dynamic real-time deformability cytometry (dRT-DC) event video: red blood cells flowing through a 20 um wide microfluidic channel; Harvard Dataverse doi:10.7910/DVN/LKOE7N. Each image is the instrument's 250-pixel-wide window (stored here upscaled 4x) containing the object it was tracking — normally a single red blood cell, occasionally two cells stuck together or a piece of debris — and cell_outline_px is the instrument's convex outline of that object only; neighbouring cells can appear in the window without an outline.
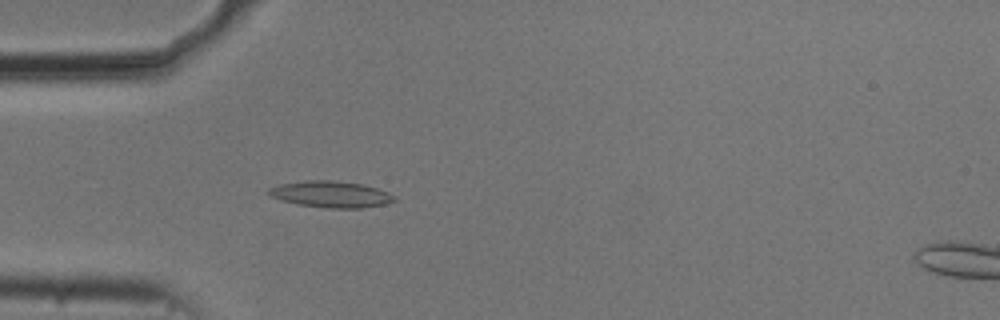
{"species": "common noctule bat (a hibernating species)", "species_latin": "Nyctalus noctula", "temperature_condition": "cold", "stored_images_in_passage": 54, "camera_frame_rate_fps": 3000, "um_per_image_px": 0.085, "animal": {"sex": "male", "body_mass_g": 20.5, "forearm_length_mm": 52.5}, "frame": {"image": 1, "passage_image": 16, "time_ms": 5.0, "image_size_px": [1000, 320], "cell_outline_px": [[396, 200], [384, 204], [364, 208], [328, 208], [300, 204], [280, 200], [264, 192], [268, 188], [280, 184], [304, 180], [328, 180], [364, 184], [388, 192], [396, 196]], "centroid_in_image_um": [28.11, 16.51], "position_along_channel_um": 56.9, "area_um2": 19.36}}
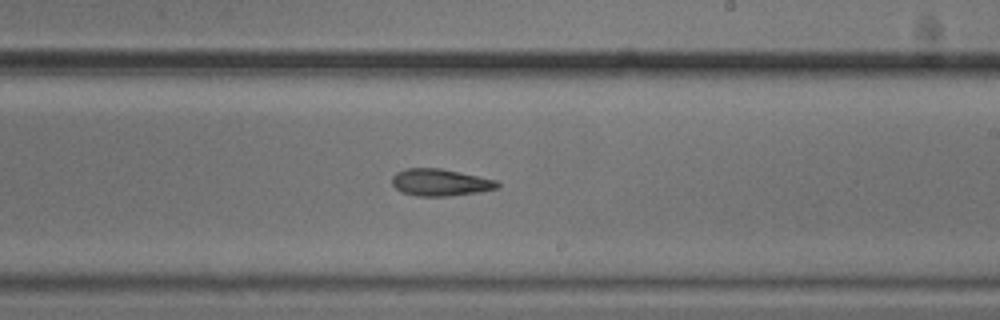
{"frame": {"image": 2, "passage_image": 32, "time_ms": 10.333, "image_size_px": [1000, 320], "cell_outline_px": [[500, 188], [476, 192], [448, 196], [416, 196], [400, 192], [392, 184], [392, 176], [396, 172], [408, 168], [440, 168], [496, 180], [500, 184]], "centroid_in_image_um": [37.39, 15.51], "position_along_channel_um": 251.6, "area_um2": 16.53}}
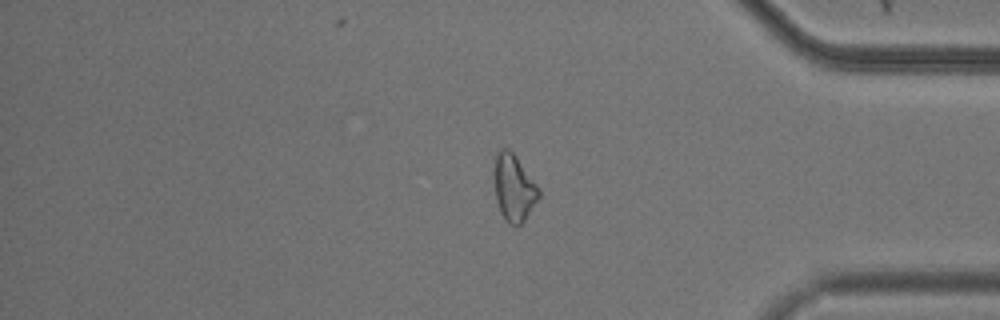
{"frame": {"image": 3, "passage_image": 45, "time_ms": 14.667, "image_size_px": [1000, 320], "cell_outline_px": [[540, 196], [524, 220], [520, 224], [508, 224], [504, 220], [500, 212], [496, 200], [492, 172], [496, 152], [500, 148], [508, 148], [516, 156], [540, 188]], "centroid_in_image_um": [43.64, 15.92], "position_along_channel_um": 391.6, "area_um2": 17.69}, "authors_computed_cell_mechanics": {"area_um2": 17.3978, "velocity_mm_per_s": 3.7205, "shape_relaxation_time_tau1_ms": 5.2694, "shape_relaxation_time_tau2_ms": null, "deformation_change_tau1": 0.1345, "deformation_change_tau2": null}}